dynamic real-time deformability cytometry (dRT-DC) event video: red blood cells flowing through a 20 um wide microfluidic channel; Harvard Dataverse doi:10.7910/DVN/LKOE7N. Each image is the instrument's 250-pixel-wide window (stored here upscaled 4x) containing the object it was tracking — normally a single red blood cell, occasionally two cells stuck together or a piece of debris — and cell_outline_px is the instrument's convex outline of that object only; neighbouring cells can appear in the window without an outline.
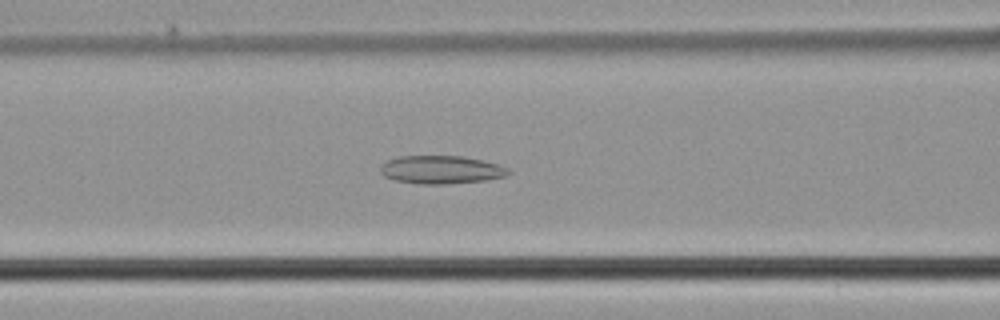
{"species": "common noctule bat (a hibernating species)", "species_latin": "Nyctalus noctula", "temperature_condition": "cold", "stored_images_in_passage": 34, "camera_frame_rate_fps": 3000, "um_per_image_px": 0.085, "animal": {"sex": "male", "body_mass_g": 21.5, "forearm_length_mm": 52.0}, "frame": {"image": 1, "passage_image": 5, "time_ms": 1.333, "image_size_px": [1000, 320], "cell_outline_px": [[512, 172], [504, 176], [488, 180], [444, 184], [420, 184], [396, 180], [384, 176], [380, 172], [380, 164], [388, 160], [400, 156], [460, 156], [500, 164], [508, 168]], "centroid_in_image_um": [37.5, 14.42], "position_along_channel_um": 129.1, "area_um2": 20.98}}
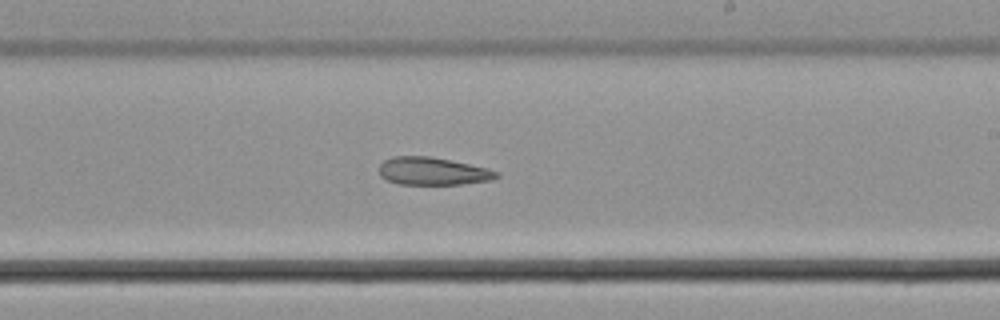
{"frame": {"image": 2, "passage_image": 14, "time_ms": 4.333, "image_size_px": [1000, 320], "cell_outline_px": [[500, 176], [492, 180], [460, 184], [396, 184], [380, 176], [380, 164], [384, 160], [392, 156], [428, 156], [488, 168], [500, 172]], "centroid_in_image_um": [36.79, 14.55], "position_along_channel_um": 252.2, "area_um2": 18.9}}
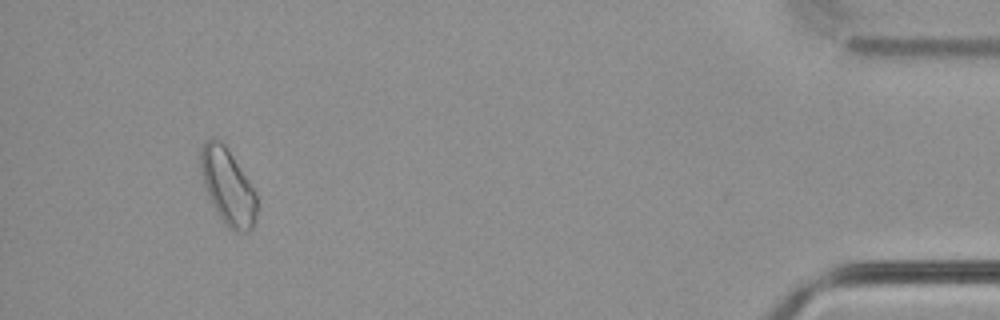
{"frame": {"image": 3, "passage_image": 31, "time_ms": 10.0, "image_size_px": [1000, 320], "cell_outline_px": [[260, 204], [252, 228], [248, 232], [236, 232], [228, 228], [224, 224], [212, 204], [208, 196], [200, 172], [200, 148], [204, 140], [212, 136], [220, 140], [224, 144], [256, 192]], "centroid_in_image_um": [19.36, 15.87], "position_along_channel_um": 415.8, "area_um2": 25.26}}